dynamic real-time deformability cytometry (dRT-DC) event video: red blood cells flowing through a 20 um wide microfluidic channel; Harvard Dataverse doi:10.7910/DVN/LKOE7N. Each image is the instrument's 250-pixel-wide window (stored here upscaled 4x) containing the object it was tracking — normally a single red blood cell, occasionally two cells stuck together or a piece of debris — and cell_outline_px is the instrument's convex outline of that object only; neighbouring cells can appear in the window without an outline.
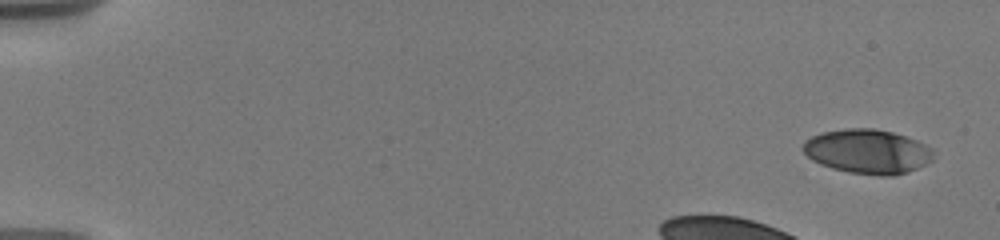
{"species": "human", "species_latin": "Homo sapiens", "temperature_condition": "warm", "stored_images_in_passage": 36, "camera_frame_rate_fps": 3000, "um_per_image_px": 0.085, "donor": {"sex": "male"}, "frame": {"image": 1, "passage_image": 1, "time_ms": 0.0, "image_size_px": [1000, 240], "cell_outline_px": [[932, 160], [908, 172], [892, 176], [880, 176], [848, 172], [832, 168], [820, 164], [812, 160], [800, 148], [804, 140], [812, 136], [824, 132], [844, 128], [872, 128], [892, 132], [916, 140], [932, 148]], "centroid_in_image_um": [73.7, 12.88], "position_along_channel_um": 11.3, "area_um2": 33.7}, "authors_computed_cell_mechanics": {"area_um2": 31.4143, "velocity_mm_per_s": 3.5876, "shape_relaxation_time_tau1_ms": 2.0378, "shape_relaxation_time_tau2_ms": 1.8843, "deformation_change_tau1": 0.1079, "deformation_change_tau2": 0.0451}}